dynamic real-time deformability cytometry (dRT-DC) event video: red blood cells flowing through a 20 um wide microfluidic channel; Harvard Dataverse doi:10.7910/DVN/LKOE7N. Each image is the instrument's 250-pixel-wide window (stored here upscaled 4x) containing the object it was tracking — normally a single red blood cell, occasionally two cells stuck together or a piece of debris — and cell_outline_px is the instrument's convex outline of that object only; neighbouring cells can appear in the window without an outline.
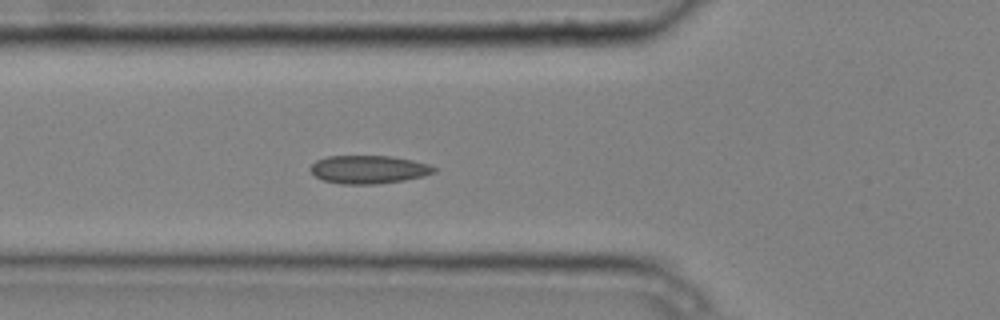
{"species": "common noctule bat (a hibernating species)", "species_latin": "Nyctalus noctula", "temperature_condition": "cold", "stored_images_in_passage": 6, "camera_frame_rate_fps": 3000, "um_per_image_px": 0.085, "animal": {"sex": "male", "body_mass_g": 20.4}, "frame": {"image": 1, "passage_image": 6, "time_ms": 1.667, "image_size_px": [1000, 320], "cell_outline_px": [[436, 172], [424, 176], [404, 180], [376, 184], [340, 184], [324, 180], [316, 176], [308, 168], [316, 160], [328, 156], [392, 156], [412, 160], [428, 164], [436, 168]], "centroid_in_image_um": [31.33, 14.4], "position_along_channel_um": 94.5, "area_um2": 20.29}}